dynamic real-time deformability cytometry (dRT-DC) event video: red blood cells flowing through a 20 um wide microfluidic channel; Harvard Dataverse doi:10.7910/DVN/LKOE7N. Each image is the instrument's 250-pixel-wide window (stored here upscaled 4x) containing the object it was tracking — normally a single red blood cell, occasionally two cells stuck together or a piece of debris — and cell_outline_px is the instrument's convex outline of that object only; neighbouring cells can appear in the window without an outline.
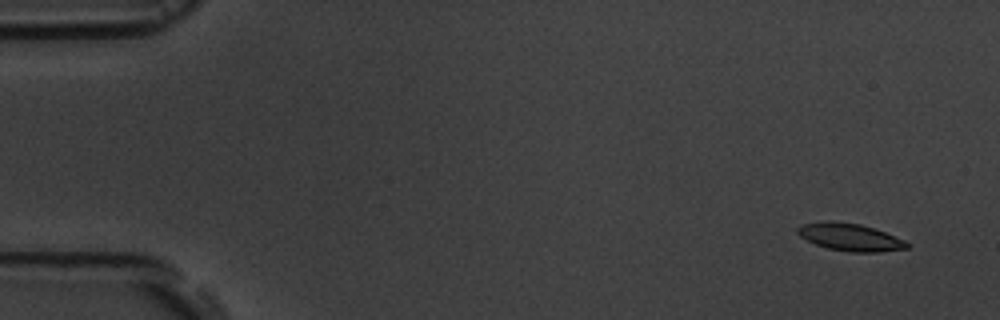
{"species": "common noctule bat (a hibernating species)", "species_latin": "Nyctalus noctula", "temperature_condition": "room temperature", "stored_images_in_passage": 4, "camera_frame_rate_fps": 3000, "um_per_image_px": 0.085, "animal": {"sex": "male", "body_mass_g": 19.5, "forearm_length_mm": 54.6}, "frame": {"image": 1, "passage_image": 1, "time_ms": 0.0, "image_size_px": [1000, 320], "cell_outline_px": [[912, 244], [908, 248], [880, 252], [848, 252], [828, 248], [816, 244], [800, 236], [796, 232], [796, 228], [800, 224], [820, 220], [832, 220], [860, 224], [884, 232], [904, 240]], "centroid_in_image_um": [72.22, 20.14], "position_along_channel_um": 12.8, "area_um2": 17.69}}
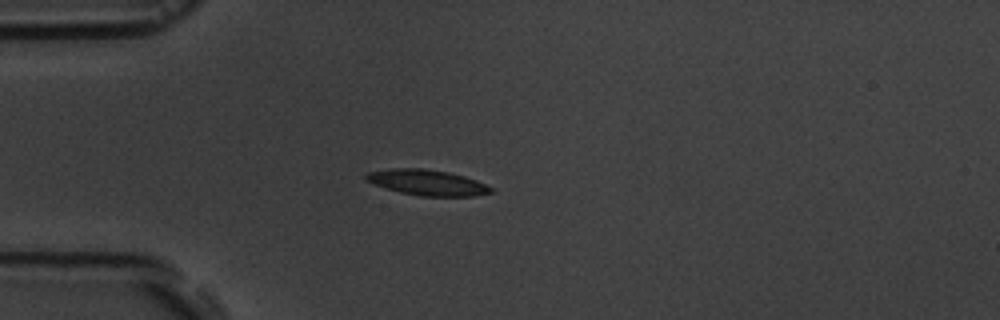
{"frame": {"image": 2, "passage_image": 4, "time_ms": 4.0, "image_size_px": [1000, 320], "cell_outline_px": [[492, 192], [472, 196], [420, 196], [400, 192], [384, 188], [364, 180], [364, 176], [368, 172], [392, 168], [420, 168], [448, 172], [464, 176], [476, 180], [492, 188]], "centroid_in_image_um": [36.26, 15.51], "position_along_channel_um": 48.7, "area_um2": 18.55}}